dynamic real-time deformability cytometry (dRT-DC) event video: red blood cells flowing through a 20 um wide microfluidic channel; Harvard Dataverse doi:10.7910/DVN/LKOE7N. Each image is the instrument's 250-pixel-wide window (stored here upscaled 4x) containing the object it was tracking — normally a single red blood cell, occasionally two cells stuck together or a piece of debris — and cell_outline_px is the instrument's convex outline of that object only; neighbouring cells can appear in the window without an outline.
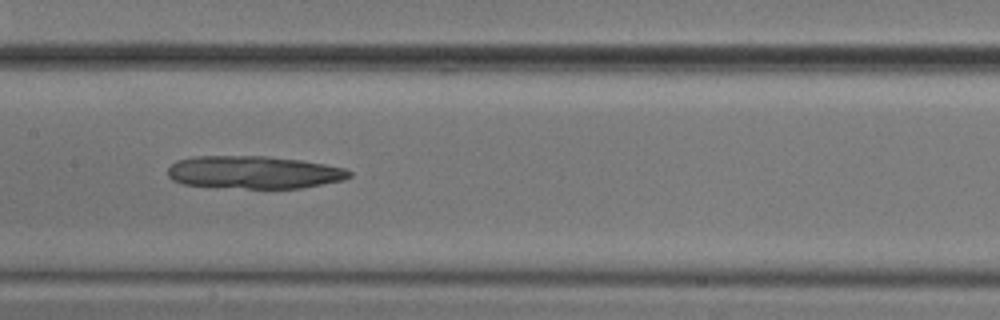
{"species": "common noctule bat (a hibernating species)", "species_latin": "Nyctalus noctula", "temperature_condition": "cold", "stored_images_in_passage": 53, "camera_frame_rate_fps": 3000, "um_per_image_px": 0.085, "animal": {"sex": "male", "body_mass_g": 20.5, "forearm_length_mm": 52.5}, "frame": {"image": 1, "passage_image": 26, "time_ms": 8.333, "image_size_px": [1000, 320], "cell_outline_px": [[352, 176], [344, 180], [300, 188], [244, 188], [184, 184], [172, 180], [168, 176], [168, 168], [176, 160], [196, 156], [268, 156], [300, 160], [324, 164], [344, 168], [352, 172]], "centroid_in_image_um": [21.59, 14.64], "position_along_channel_um": 185.8, "area_um2": 34.51}}
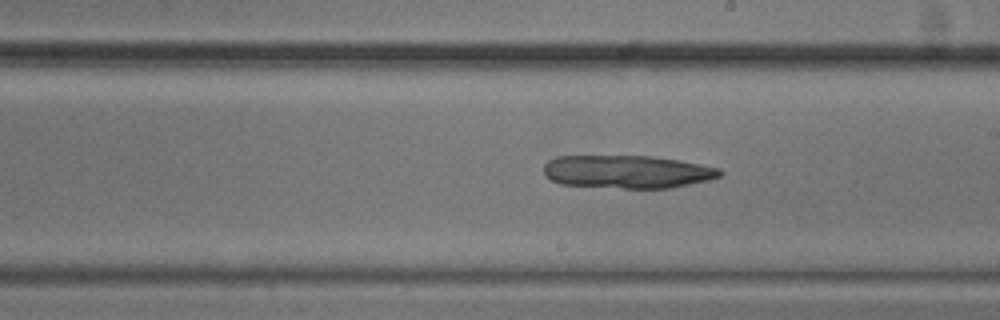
{"frame": {"image": 2, "passage_image": 30, "time_ms": 9.667, "image_size_px": [1000, 320], "cell_outline_px": [[724, 172], [720, 176], [708, 180], [668, 188], [624, 188], [560, 184], [544, 176], [544, 164], [548, 160], [556, 156], [648, 156], [676, 160], [700, 164], [720, 168]], "centroid_in_image_um": [53.28, 14.59], "position_along_channel_um": 235.7, "area_um2": 33.76}}
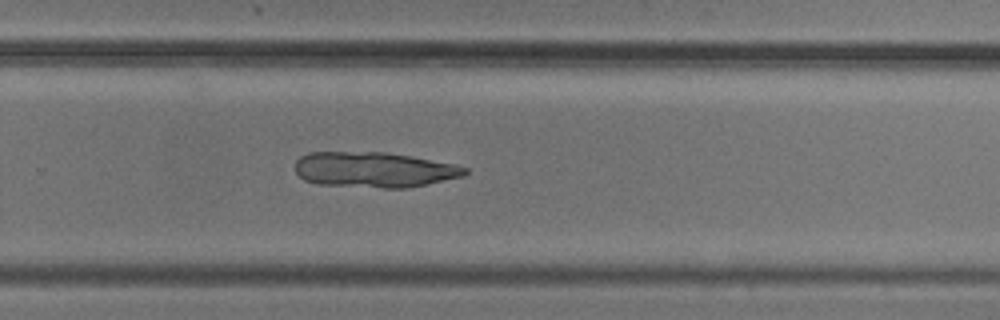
{"frame": {"image": 3, "passage_image": 35, "time_ms": 11.333, "image_size_px": [1000, 320], "cell_outline_px": [[468, 172], [464, 176], [408, 188], [380, 188], [320, 184], [304, 180], [296, 172], [296, 160], [300, 156], [308, 152], [384, 152], [412, 156], [456, 164], [468, 168]], "centroid_in_image_um": [31.82, 14.42], "position_along_channel_um": 298.0, "area_um2": 35.2}}